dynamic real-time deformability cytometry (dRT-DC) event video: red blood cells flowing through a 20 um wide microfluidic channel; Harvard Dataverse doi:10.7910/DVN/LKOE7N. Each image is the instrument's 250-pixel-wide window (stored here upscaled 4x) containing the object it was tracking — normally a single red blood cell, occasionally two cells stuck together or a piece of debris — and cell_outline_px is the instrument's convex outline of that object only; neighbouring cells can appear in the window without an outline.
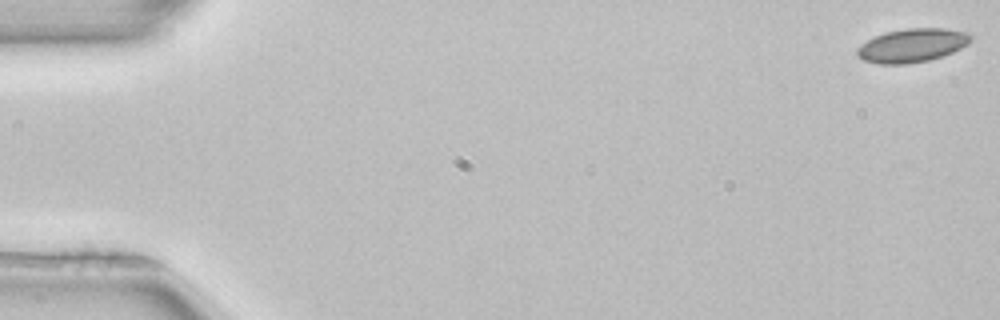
{"species": "common noctule bat (a hibernating species)", "species_latin": "Nyctalus noctula", "temperature_condition": "room temperature", "stored_images_in_passage": 53, "camera_frame_rate_fps": 3000, "um_per_image_px": 0.085, "animal": {"sex": "female", "body_mass_g": 22.7, "forearm_length_mm": 54.2}, "frame": {"image": 1, "passage_image": 1, "time_ms": 0.0, "image_size_px": [1000, 320], "cell_outline_px": [[972, 40], [968, 44], [952, 52], [928, 60], [904, 64], [880, 64], [864, 60], [856, 56], [856, 48], [868, 40], [884, 32], [908, 28], [944, 28], [968, 32], [972, 36]], "centroid_in_image_um": [77.53, 3.85], "position_along_channel_um": 7.5, "area_um2": 22.2}}
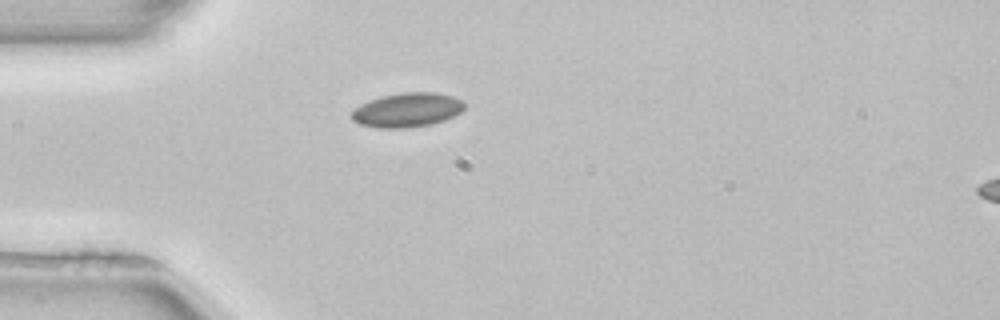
{"frame": {"image": 2, "passage_image": 15, "time_ms": 4.667, "image_size_px": [1000, 320], "cell_outline_px": [[464, 108], [460, 112], [444, 120], [432, 124], [408, 128], [376, 128], [360, 124], [352, 120], [352, 112], [360, 104], [380, 96], [404, 92], [436, 92], [452, 96], [464, 100]], "centroid_in_image_um": [34.61, 9.35], "position_along_channel_um": 50.4, "area_um2": 22.6}, "authors_computed_cell_mechanics": {"area_um2": 20.5768, "velocity_mm_per_s": 3.9448, "shape_relaxation_time_tau1_ms": 4.0866, "shape_relaxation_time_tau2_ms": null, "deformation_change_tau1": null, "deformation_change_tau2": null}}